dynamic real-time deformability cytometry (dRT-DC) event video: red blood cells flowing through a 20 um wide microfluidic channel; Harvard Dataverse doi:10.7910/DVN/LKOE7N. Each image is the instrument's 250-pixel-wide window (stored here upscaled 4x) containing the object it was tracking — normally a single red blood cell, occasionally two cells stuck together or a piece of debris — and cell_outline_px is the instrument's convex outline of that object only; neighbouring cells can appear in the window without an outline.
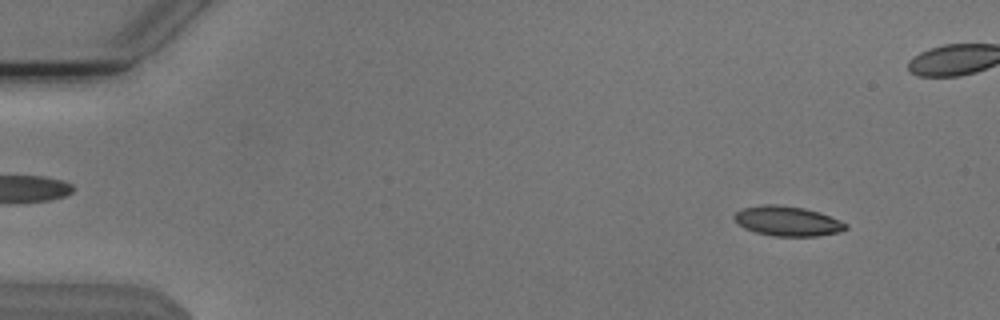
{"species": "Egyptian fruit bat (a non-hibernating species)", "species_latin": "Rousettus aegyptiacus", "temperature_condition": "cold", "stored_images_in_passage": 54, "camera_frame_rate_fps": 3000, "um_per_image_px": 0.085, "animal": {"sex": "male"}, "frame": {"image": 1, "passage_image": 5, "time_ms": 1.333, "image_size_px": [1000, 320], "cell_outline_px": [[848, 228], [840, 232], [816, 236], [772, 236], [756, 232], [744, 228], [732, 216], [736, 212], [744, 208], [764, 204], [776, 204], [804, 208], [820, 212], [840, 220], [848, 224]], "centroid_in_image_um": [66.97, 18.79], "position_along_channel_um": 18.0, "area_um2": 19.36}}
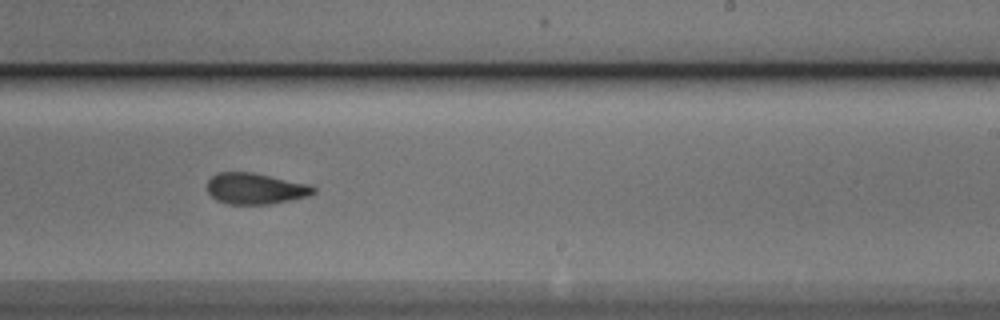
{"frame": {"image": 2, "passage_image": 33, "time_ms": 10.667, "image_size_px": [1000, 320], "cell_outline_px": [[316, 192], [308, 196], [268, 204], [228, 204], [216, 200], [208, 192], [208, 180], [216, 172], [252, 172], [308, 184], [316, 188]], "centroid_in_image_um": [21.69, 16.02], "position_along_channel_um": 267.3, "area_um2": 19.13}}
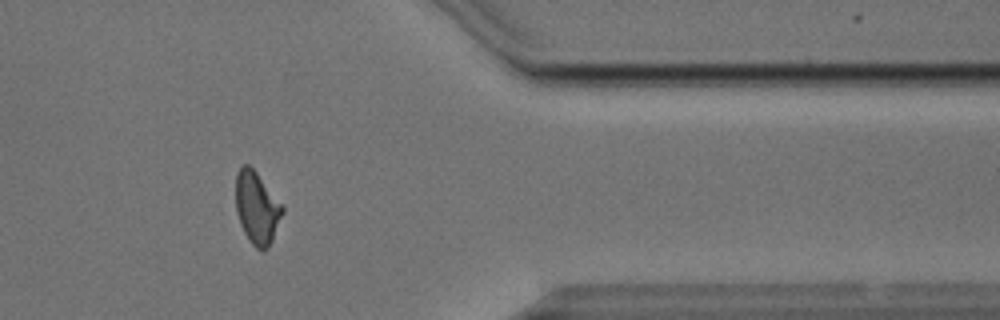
{"frame": {"image": 3, "passage_image": 44, "time_ms": 14.333, "image_size_px": [1000, 320], "cell_outline_px": [[284, 212], [272, 240], [268, 248], [256, 248], [248, 240], [240, 224], [236, 212], [236, 172], [244, 164], [248, 164], [256, 172], [284, 208]], "centroid_in_image_um": [21.82, 17.67], "position_along_channel_um": 389.6, "area_um2": 19.36}, "authors_computed_cell_mechanics": {"area_um2": 19.6231, "velocity_mm_per_s": 3.8118, "shape_relaxation_time_tau1_ms": 5.9714, "shape_relaxation_time_tau2_ms": 2.7655, "deformation_change_tau1": 0.1523, "deformation_change_tau2": 0.0973}}